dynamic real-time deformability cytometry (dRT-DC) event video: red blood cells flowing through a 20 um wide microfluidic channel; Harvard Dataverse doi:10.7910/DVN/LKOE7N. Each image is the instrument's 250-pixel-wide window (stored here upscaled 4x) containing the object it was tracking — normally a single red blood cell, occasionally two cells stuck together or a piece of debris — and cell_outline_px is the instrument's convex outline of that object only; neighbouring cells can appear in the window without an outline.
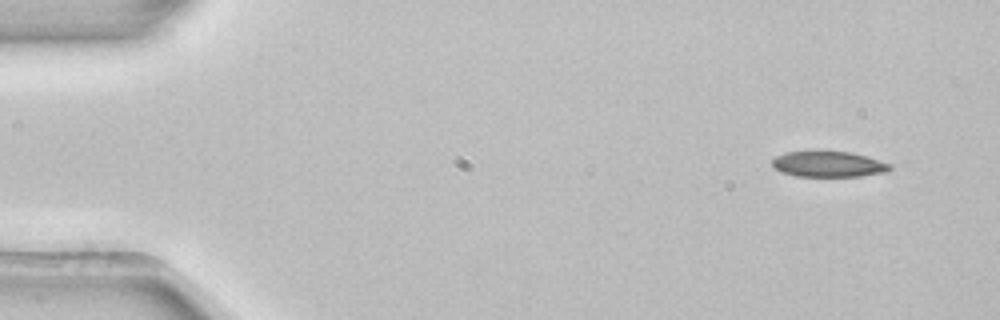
{"species": "common noctule bat (a hibernating species)", "species_latin": "Nyctalus noctula", "temperature_condition": "room temperature", "stored_images_in_passage": 4, "camera_frame_rate_fps": 3000, "um_per_image_px": 0.085, "animal": {"sex": "female", "body_mass_g": 22.7, "forearm_length_mm": 54.2}, "frame": {"image": 1, "passage_image": 1, "time_ms": 0.0, "image_size_px": [1000, 320], "cell_outline_px": [[892, 168], [884, 172], [860, 176], [796, 176], [780, 172], [772, 168], [772, 160], [776, 156], [788, 152], [816, 148], [852, 152], [868, 156], [892, 164]], "centroid_in_image_um": [70.38, 13.9], "position_along_channel_um": 14.6, "area_um2": 18.5}}
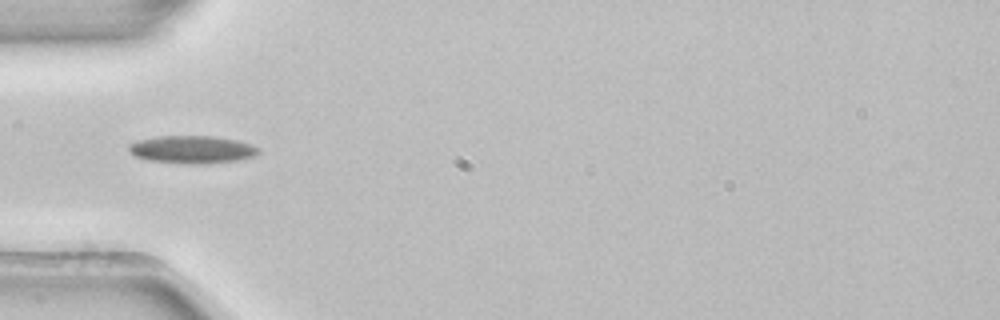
{"frame": {"image": 2, "passage_image": 4, "time_ms": 1.0, "image_size_px": [1000, 320], "cell_outline_px": [[260, 152], [252, 156], [236, 160], [192, 164], [152, 160], [136, 156], [128, 148], [128, 144], [140, 140], [160, 136], [212, 136], [236, 140], [260, 148]], "centroid_in_image_um": [16.33, 12.69], "position_along_channel_um": 68.7, "area_um2": 20.29}}